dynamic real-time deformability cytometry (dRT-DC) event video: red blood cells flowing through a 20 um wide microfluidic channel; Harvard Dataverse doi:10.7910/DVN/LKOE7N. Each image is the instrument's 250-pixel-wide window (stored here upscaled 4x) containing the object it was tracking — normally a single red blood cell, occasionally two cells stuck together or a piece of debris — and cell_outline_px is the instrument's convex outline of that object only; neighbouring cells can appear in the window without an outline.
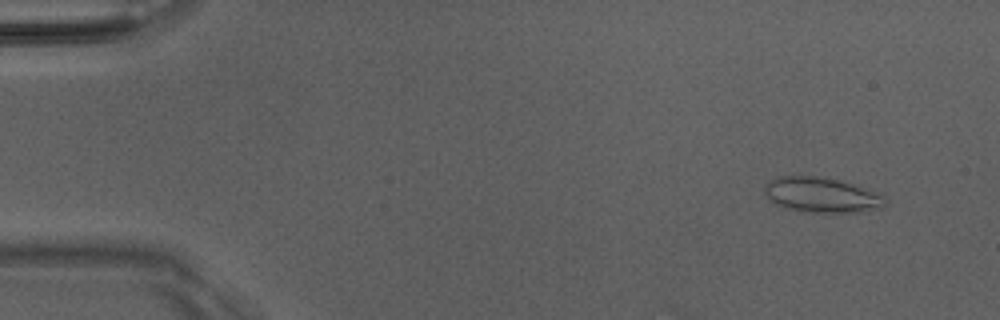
{"species": "Egyptian fruit bat (a non-hibernating species)", "species_latin": "Rousettus aegyptiacus", "temperature_condition": "room temperature", "stored_images_in_passage": 7, "camera_frame_rate_fps": 3000, "um_per_image_px": 0.085, "animal": {"sex": "male"}, "frame": {"image": 1, "passage_image": 4, "time_ms": 1.0, "image_size_px": [1000, 320], "cell_outline_px": [[884, 204], [880, 208], [860, 212], [800, 212], [776, 204], [764, 192], [764, 188], [776, 176], [816, 176], [844, 180], [880, 196], [884, 200]], "centroid_in_image_um": [69.78, 16.57], "position_along_channel_um": 15.2, "area_um2": 24.16}}